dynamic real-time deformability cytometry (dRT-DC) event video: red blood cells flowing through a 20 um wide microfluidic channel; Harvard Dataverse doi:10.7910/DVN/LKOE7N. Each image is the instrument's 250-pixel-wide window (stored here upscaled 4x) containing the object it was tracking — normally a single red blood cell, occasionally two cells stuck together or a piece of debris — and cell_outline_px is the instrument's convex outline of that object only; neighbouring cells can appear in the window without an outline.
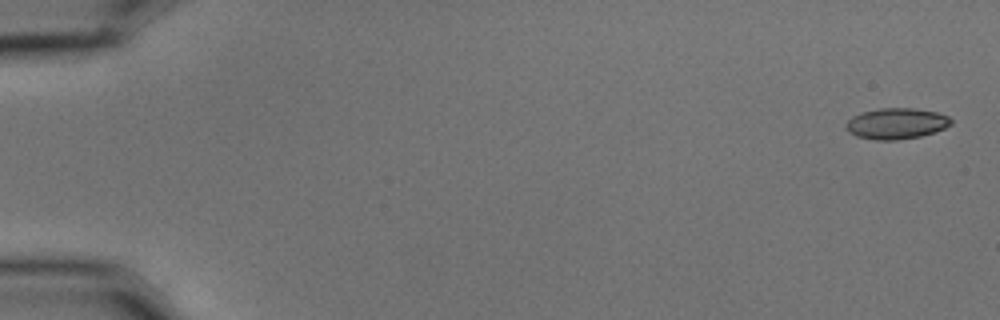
{"species": "common noctule bat (a hibernating species)", "species_latin": "Nyctalus noctula", "temperature_condition": "cold", "stored_images_in_passage": 6, "camera_frame_rate_fps": 3000, "um_per_image_px": 0.085, "animal": {"sex": "male", "body_mass_g": 15.6}, "frame": {"image": 1, "passage_image": 1, "time_ms": 0.0, "image_size_px": [1000, 320], "cell_outline_px": [[952, 124], [936, 132], [920, 136], [896, 140], [876, 140], [856, 136], [848, 132], [844, 124], [852, 116], [864, 112], [880, 108], [912, 108], [936, 112], [948, 116], [952, 120]], "centroid_in_image_um": [76.18, 10.5], "position_along_channel_um": 8.8, "area_um2": 18.96}}
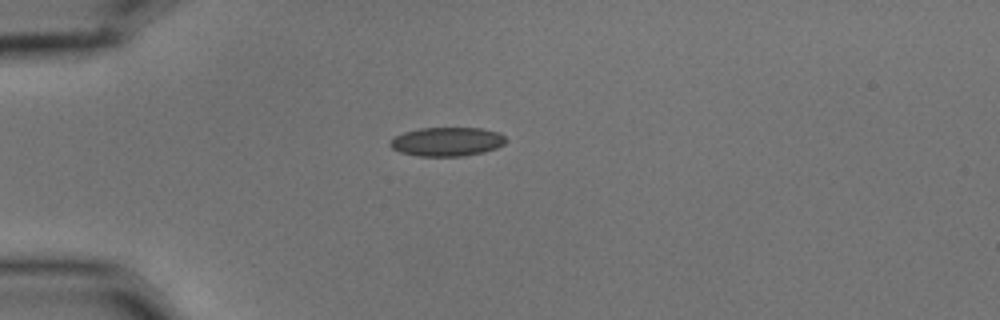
{"frame": {"image": 2, "passage_image": 5, "time_ms": 1.333, "image_size_px": [1000, 320], "cell_outline_px": [[508, 140], [504, 144], [496, 148], [484, 152], [464, 156], [416, 156], [400, 152], [392, 148], [388, 144], [396, 136], [404, 132], [420, 128], [480, 128], [500, 132]], "centroid_in_image_um": [38.02, 12.04], "position_along_channel_um": 47.0, "area_um2": 19.59}}